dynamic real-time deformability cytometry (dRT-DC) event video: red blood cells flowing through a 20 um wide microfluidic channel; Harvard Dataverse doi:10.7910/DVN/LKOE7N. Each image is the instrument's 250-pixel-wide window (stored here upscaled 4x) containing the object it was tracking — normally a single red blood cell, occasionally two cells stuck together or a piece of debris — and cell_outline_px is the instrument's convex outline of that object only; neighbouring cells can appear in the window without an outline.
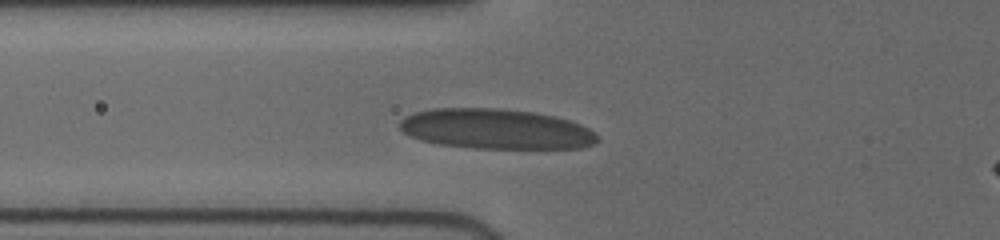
{"species": "human", "species_latin": "Homo sapiens", "temperature_condition": "cold", "stored_images_in_passage": 13, "camera_frame_rate_fps": 3000, "um_per_image_px": 0.085, "donor": {"sex": "female"}, "frame": {"image": 1, "passage_image": 10, "time_ms": 3.667, "image_size_px": [1000, 240], "cell_outline_px": [[600, 140], [596, 144], [580, 148], [476, 148], [436, 144], [420, 140], [408, 136], [400, 128], [400, 120], [404, 116], [416, 112], [432, 108], [504, 108], [532, 112], [556, 116], [580, 124], [596, 132], [600, 136]], "centroid_in_image_um": [42.17, 10.96], "position_along_channel_um": 83.6, "area_um2": 46.7}}
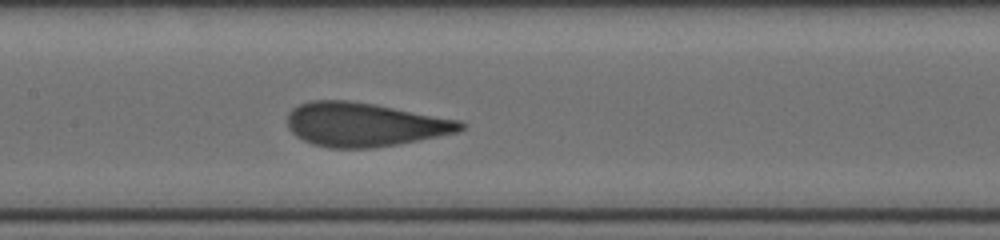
{"frame": {"image": 2, "passage_image": 13, "time_ms": 6.0, "image_size_px": [1000, 240], "cell_outline_px": [[464, 128], [460, 132], [396, 144], [372, 148], [328, 148], [312, 144], [296, 136], [288, 128], [288, 112], [292, 108], [300, 104], [312, 100], [348, 100], [376, 104], [460, 120], [464, 124]], "centroid_in_image_um": [30.96, 10.58], "position_along_channel_um": 176.4, "area_um2": 44.33}}